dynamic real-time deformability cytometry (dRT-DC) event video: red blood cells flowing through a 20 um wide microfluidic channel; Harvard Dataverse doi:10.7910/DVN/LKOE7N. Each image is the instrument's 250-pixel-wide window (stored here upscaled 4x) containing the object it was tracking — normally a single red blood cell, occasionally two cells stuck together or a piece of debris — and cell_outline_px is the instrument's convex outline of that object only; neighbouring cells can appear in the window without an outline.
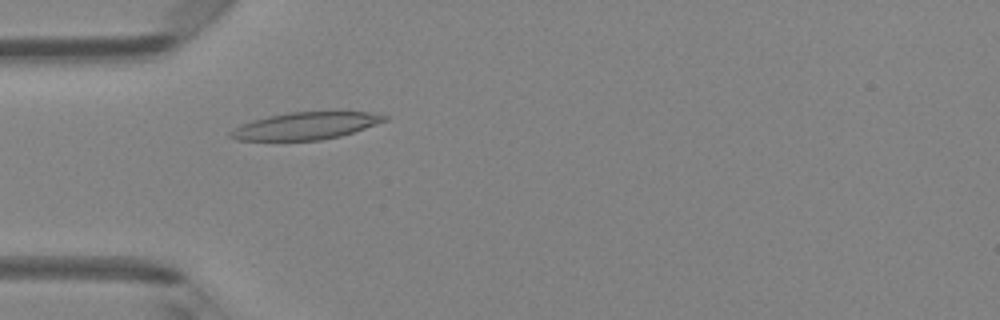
{"species": "Egyptian fruit bat (a non-hibernating species)", "species_latin": "Rousettus aegyptiacus", "temperature_condition": "room temperature", "stored_images_in_passage": 48, "camera_frame_rate_fps": 3000, "um_per_image_px": 0.085, "animal": {"sex": "female"}, "frame": {"image": 1, "passage_image": 15, "time_ms": 4.667, "image_size_px": [1000, 320], "cell_outline_px": [[388, 120], [340, 136], [320, 140], [236, 140], [228, 136], [228, 132], [244, 124], [268, 116], [288, 112], [336, 108], [368, 112], [388, 116]], "centroid_in_image_um": [26.08, 10.64], "position_along_channel_um": 58.9, "area_um2": 25.14}}
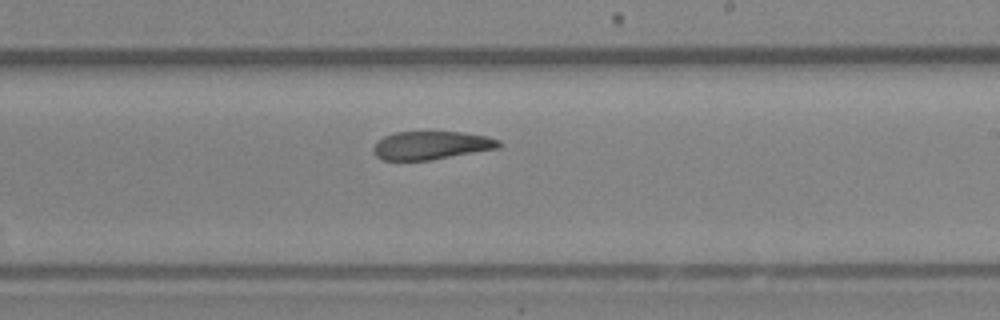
{"frame": {"image": 2, "passage_image": 29, "time_ms": 9.333, "image_size_px": [1000, 320], "cell_outline_px": [[500, 148], [432, 160], [384, 160], [376, 156], [372, 152], [372, 148], [384, 136], [396, 132], [460, 132], [488, 136], [500, 140]], "centroid_in_image_um": [36.68, 12.36], "position_along_channel_um": 252.3, "area_um2": 20.69}}
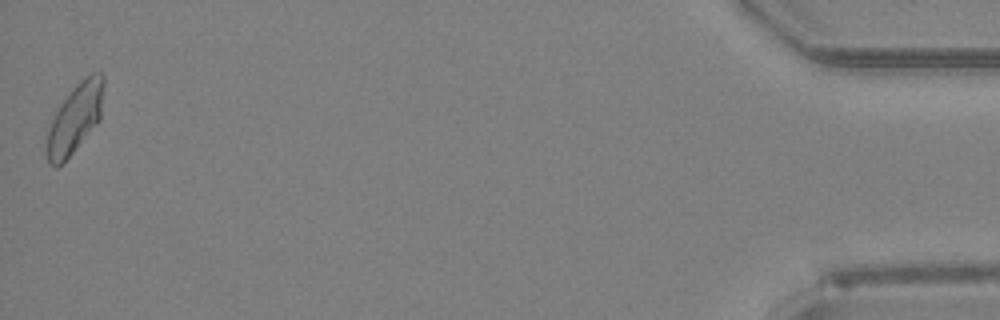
{"frame": {"image": 3, "passage_image": 48, "time_ms": 15.667, "image_size_px": [1000, 320], "cell_outline_px": [[104, 84], [100, 120], [72, 152], [56, 168], [48, 164], [48, 132], [52, 120], [60, 104], [72, 88], [84, 76], [92, 72], [104, 72]], "centroid_in_image_um": [6.42, 9.98], "position_along_channel_um": 428.8, "area_um2": 22.48}, "authors_computed_cell_mechanics": {"area_um2": 22.5709, "velocity_mm_per_s": 4.2433, "shape_relaxation_time_tau1_ms": null, "shape_relaxation_time_tau2_ms": 2.7772, "deformation_change_tau1": null, "deformation_change_tau2": 0.108}}